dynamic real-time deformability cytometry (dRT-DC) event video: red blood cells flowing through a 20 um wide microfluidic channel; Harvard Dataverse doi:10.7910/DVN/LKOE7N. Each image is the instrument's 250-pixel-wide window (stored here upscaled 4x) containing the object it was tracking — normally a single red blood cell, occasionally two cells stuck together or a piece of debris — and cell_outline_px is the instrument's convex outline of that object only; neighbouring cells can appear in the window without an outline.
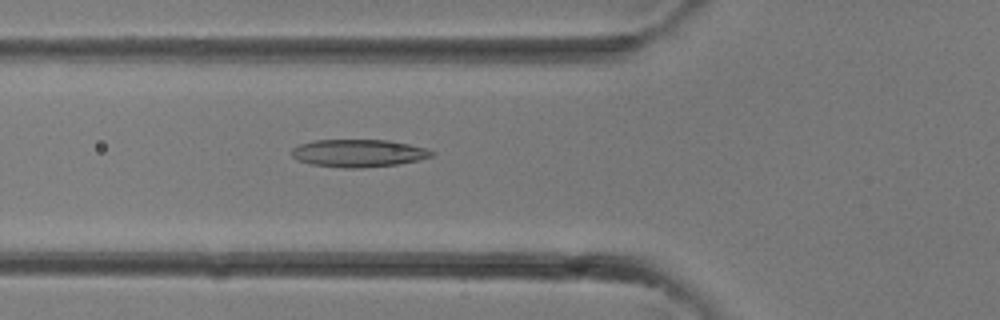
{"species": "common noctule bat (a hibernating species)", "species_latin": "Nyctalus noctula", "temperature_condition": "room temperature", "stored_images_in_passage": 23, "camera_frame_rate_fps": 3000, "um_per_image_px": 0.085, "animal": {"sex": "female"}, "frame": {"image": 1, "passage_image": 2, "time_ms": 0.333, "image_size_px": [1000, 320], "cell_outline_px": [[436, 152], [432, 156], [420, 160], [396, 164], [360, 168], [344, 168], [312, 164], [296, 160], [292, 156], [292, 148], [300, 144], [312, 140], [388, 140], [408, 144], [424, 148]], "centroid_in_image_um": [30.45, 13.02], "position_along_channel_um": 95.3, "area_um2": 22.48}}
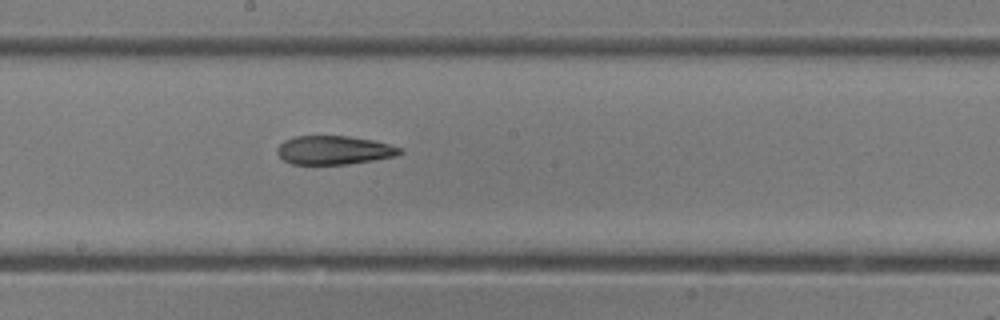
{"frame": {"image": 2, "passage_image": 8, "time_ms": 2.333, "image_size_px": [1000, 320], "cell_outline_px": [[404, 152], [396, 156], [348, 164], [292, 164], [284, 160], [276, 152], [276, 148], [284, 140], [296, 136], [348, 136], [372, 140], [404, 148]], "centroid_in_image_um": [28.4, 12.76], "position_along_channel_um": 219.8, "area_um2": 20.52}}
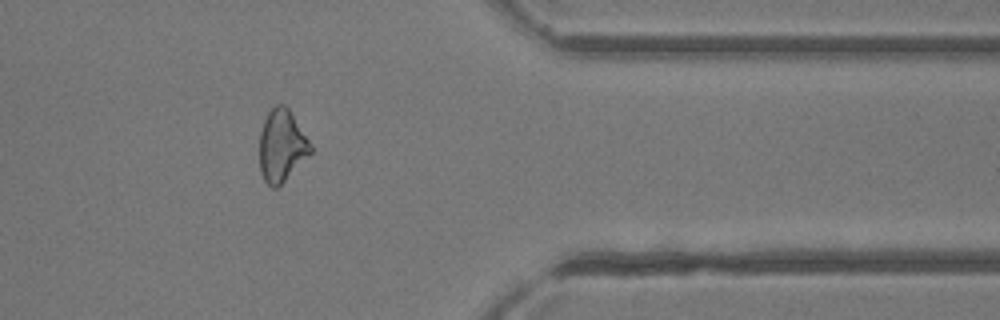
{"frame": {"image": 3, "passage_image": 17, "time_ms": 5.333, "image_size_px": [1000, 320], "cell_outline_px": [[312, 152], [276, 188], [272, 188], [264, 180], [260, 172], [260, 132], [264, 120], [268, 112], [276, 104], [284, 104], [288, 108], [312, 144]], "centroid_in_image_um": [23.94, 12.37], "position_along_channel_um": 387.5, "area_um2": 21.21}}